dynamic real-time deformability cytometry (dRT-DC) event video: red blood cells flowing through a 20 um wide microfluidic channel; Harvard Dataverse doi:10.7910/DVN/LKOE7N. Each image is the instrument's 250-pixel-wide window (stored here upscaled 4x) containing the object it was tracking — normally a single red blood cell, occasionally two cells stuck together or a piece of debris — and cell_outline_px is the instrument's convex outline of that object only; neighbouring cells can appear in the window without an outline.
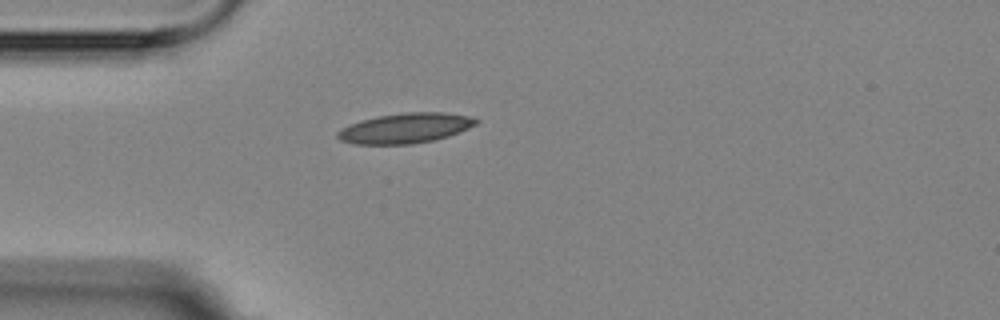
{"species": "Egyptian fruit bat (a non-hibernating species)", "species_latin": "Rousettus aegyptiacus", "temperature_condition": "room temperature", "stored_images_in_passage": 2, "camera_frame_rate_fps": 3000, "um_per_image_px": 0.085, "animal": {"sex": "female"}, "frame": {"image": 1, "passage_image": 1, "time_ms": 0.0, "image_size_px": [1000, 320], "cell_outline_px": [[480, 120], [476, 124], [460, 132], [448, 136], [432, 140], [412, 144], [352, 144], [340, 140], [336, 136], [336, 132], [340, 128], [348, 124], [360, 120], [380, 116], [404, 112], [444, 112], [468, 116]], "centroid_in_image_um": [34.41, 10.89], "position_along_channel_um": 50.6, "area_um2": 24.33}}